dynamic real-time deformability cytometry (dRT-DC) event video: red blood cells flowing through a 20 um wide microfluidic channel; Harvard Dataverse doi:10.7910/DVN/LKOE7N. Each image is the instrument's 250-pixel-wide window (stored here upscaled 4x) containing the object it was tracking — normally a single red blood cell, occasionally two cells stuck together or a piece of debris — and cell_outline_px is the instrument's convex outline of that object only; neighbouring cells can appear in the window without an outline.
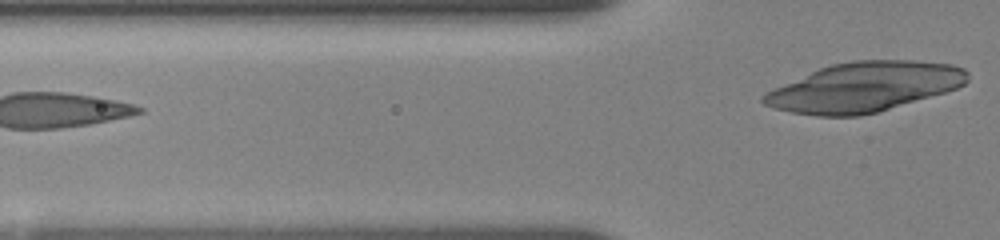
{"species": "human", "species_latin": "Homo sapiens", "temperature_condition": "room temperature", "stored_images_in_passage": 6, "segment_of_instrument_passage": [2, 2], "camera_frame_rate_fps": 3000, "um_per_image_px": 0.085, "donor": {"sex": "female"}, "frame": {"image": 1, "passage_image": 6, "time_ms": 4.0, "image_size_px": [1000, 240], "cell_outline_px": [[968, 80], [964, 84], [956, 88], [944, 92], [876, 112], [860, 116], [816, 116], [792, 112], [776, 108], [764, 104], [760, 100], [760, 96], [776, 88], [820, 68], [832, 64], [852, 60], [912, 60], [952, 64], [964, 68], [968, 72]], "centroid_in_image_um": [73.48, 7.39], "position_along_channel_um": 52.3, "area_um2": 58.15}}